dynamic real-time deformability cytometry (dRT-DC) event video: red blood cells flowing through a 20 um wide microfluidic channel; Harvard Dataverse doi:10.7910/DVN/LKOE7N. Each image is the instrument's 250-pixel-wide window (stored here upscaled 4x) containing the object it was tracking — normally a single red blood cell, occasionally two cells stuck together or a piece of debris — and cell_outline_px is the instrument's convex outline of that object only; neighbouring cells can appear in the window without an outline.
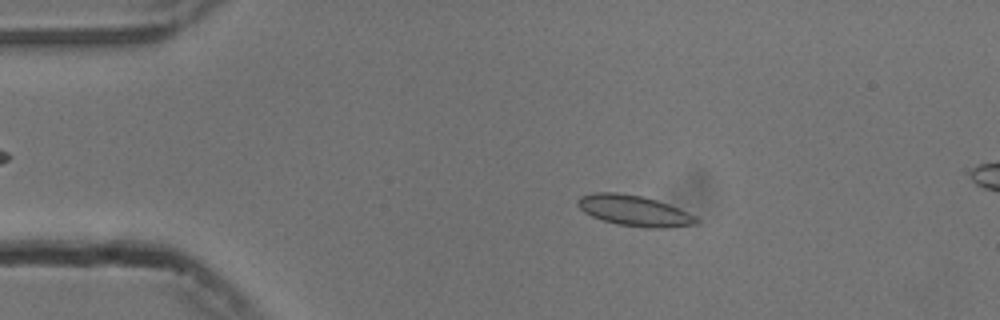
{"species": "common noctule bat (a hibernating species)", "species_latin": "Nyctalus noctula", "temperature_condition": "cold", "stored_images_in_passage": 15, "camera_frame_rate_fps": 3000, "um_per_image_px": 0.085, "animal": {"sex": "male", "body_mass_g": 13.3}, "frame": {"image": 1, "passage_image": 9, "time_ms": 2.667, "image_size_px": [1000, 320], "cell_outline_px": [[700, 220], [696, 224], [668, 228], [644, 228], [616, 224], [592, 216], [584, 212], [576, 204], [576, 200], [580, 196], [592, 192], [616, 192], [644, 196], [668, 204]], "centroid_in_image_um": [53.84, 17.9], "position_along_channel_um": 31.2, "area_um2": 21.15}}